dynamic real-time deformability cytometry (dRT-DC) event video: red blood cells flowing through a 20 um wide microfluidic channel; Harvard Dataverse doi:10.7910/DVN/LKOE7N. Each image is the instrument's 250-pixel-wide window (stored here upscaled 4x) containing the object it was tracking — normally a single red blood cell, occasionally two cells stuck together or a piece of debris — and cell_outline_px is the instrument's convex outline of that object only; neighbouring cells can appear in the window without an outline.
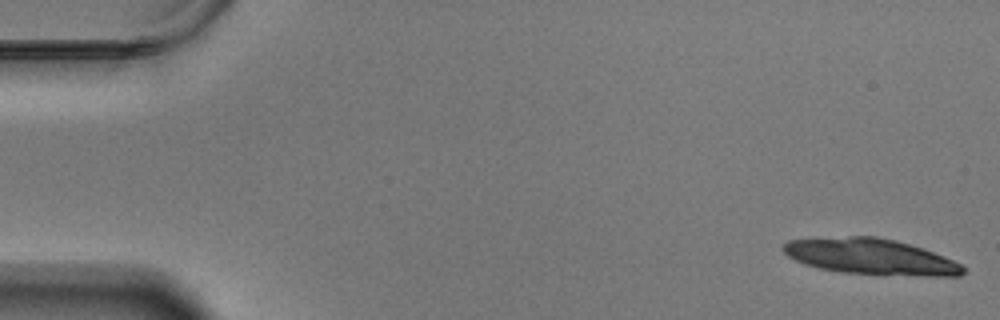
{"species": "Egyptian fruit bat (a non-hibernating species)", "species_latin": "Rousettus aegyptiacus", "temperature_condition": "warm", "stored_images_in_passage": 17, "camera_frame_rate_fps": 3000, "um_per_image_px": 0.085, "animal": {"sex": "male"}, "frame": {"image": 1, "passage_image": 1, "time_ms": 0.0, "image_size_px": [1000, 320], "cell_outline_px": [[964, 272], [960, 276], [920, 276], [840, 272], [820, 268], [804, 264], [788, 256], [780, 248], [788, 240], [848, 236], [876, 236], [896, 240], [924, 248], [944, 256], [960, 264], [964, 268]], "centroid_in_image_um": [74.01, 21.81], "position_along_channel_um": 11.0, "area_um2": 37.51}}